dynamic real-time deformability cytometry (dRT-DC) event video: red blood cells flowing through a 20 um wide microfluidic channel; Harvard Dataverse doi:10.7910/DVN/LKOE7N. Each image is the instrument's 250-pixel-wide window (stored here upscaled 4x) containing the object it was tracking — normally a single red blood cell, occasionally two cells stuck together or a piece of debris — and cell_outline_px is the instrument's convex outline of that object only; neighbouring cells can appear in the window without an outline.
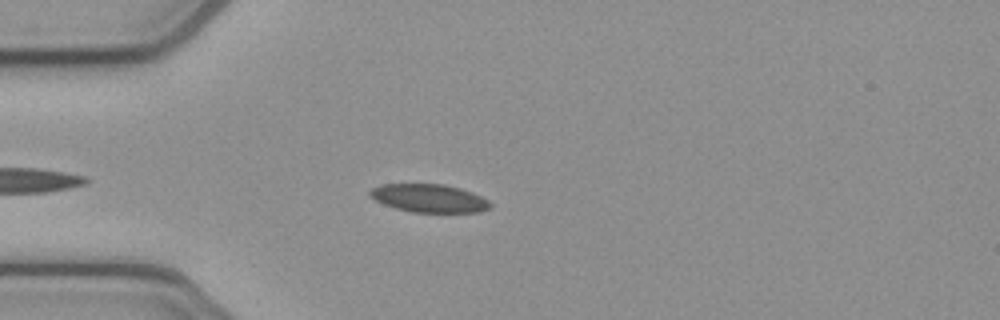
{"species": "common noctule bat (a hibernating species)", "species_latin": "Nyctalus noctula", "temperature_condition": "cold", "stored_images_in_passage": 42, "camera_frame_rate_fps": 3000, "um_per_image_px": 0.085, "animal": {"sex": "female", "body_mass_g": 21.9}, "frame": {"image": 1, "passage_image": 6, "time_ms": 1.667, "image_size_px": [1000, 320], "cell_outline_px": [[492, 208], [480, 212], [412, 212], [396, 208], [384, 204], [368, 196], [368, 192], [372, 188], [380, 184], [444, 184], [460, 188], [472, 192], [488, 200], [492, 204]], "centroid_in_image_um": [36.48, 16.85], "position_along_channel_um": 48.5, "area_um2": 19.83}}
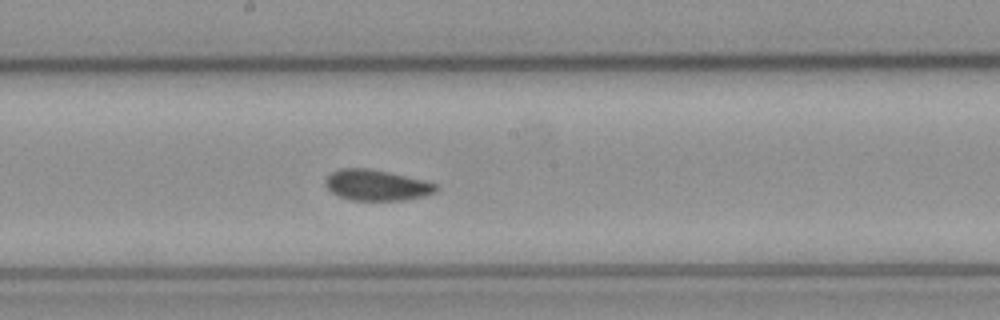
{"frame": {"image": 2, "passage_image": 20, "time_ms": 6.333, "image_size_px": [1000, 320], "cell_outline_px": [[440, 188], [436, 192], [424, 196], [404, 200], [352, 200], [340, 196], [332, 192], [324, 184], [324, 180], [332, 172], [340, 168], [368, 168], [388, 172], [424, 180], [436, 184]], "centroid_in_image_um": [32.02, 15.74], "position_along_channel_um": 216.2, "area_um2": 19.83}}
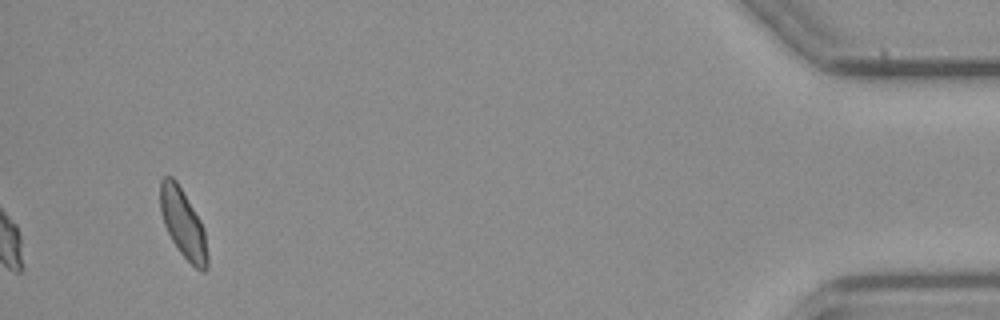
{"frame": {"image": 3, "passage_image": 42, "time_ms": 13.667, "image_size_px": [1000, 320], "cell_outline_px": [[208, 268], [204, 272], [200, 272], [180, 252], [172, 240], [164, 224], [160, 212], [160, 180], [164, 176], [172, 176], [176, 180], [200, 220], [204, 228], [208, 256]], "centroid_in_image_um": [15.57, 19.01], "position_along_channel_um": 419.6, "area_um2": 18.84}, "authors_computed_cell_mechanics": {"area_um2": 19.8254, "velocity_mm_per_s": 3.8681, "shape_relaxation_time_tau1_ms": null, "shape_relaxation_time_tau2_ms": 3.3749, "deformation_change_tau1": null, "deformation_change_tau2": 0.081}}